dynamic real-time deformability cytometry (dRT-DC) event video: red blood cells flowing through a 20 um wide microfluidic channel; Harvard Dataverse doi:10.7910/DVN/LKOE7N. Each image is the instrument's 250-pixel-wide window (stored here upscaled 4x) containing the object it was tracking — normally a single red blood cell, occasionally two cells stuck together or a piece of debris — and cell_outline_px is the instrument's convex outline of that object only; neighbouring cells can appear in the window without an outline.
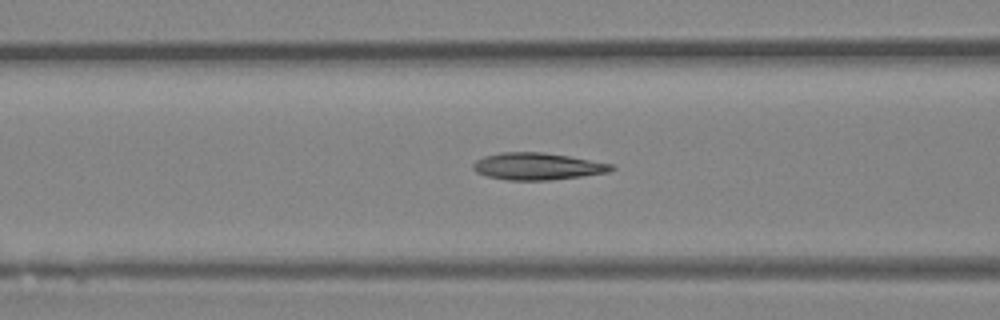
{"species": "Egyptian fruit bat (a non-hibernating species)", "species_latin": "Rousettus aegyptiacus", "temperature_condition": "room temperature", "stored_images_in_passage": 38, "camera_frame_rate_fps": 3000, "um_per_image_px": 0.085, "animal": {"sex": "female"}, "frame": {"image": 1, "passage_image": 19, "time_ms": 6.0, "image_size_px": [1000, 320], "cell_outline_px": [[616, 168], [608, 172], [552, 180], [508, 180], [488, 176], [476, 172], [472, 168], [472, 164], [476, 160], [484, 156], [500, 152], [544, 152], [568, 156], [612, 164]], "centroid_in_image_um": [45.65, 14.13], "position_along_channel_um": 121.0, "area_um2": 21.68}}
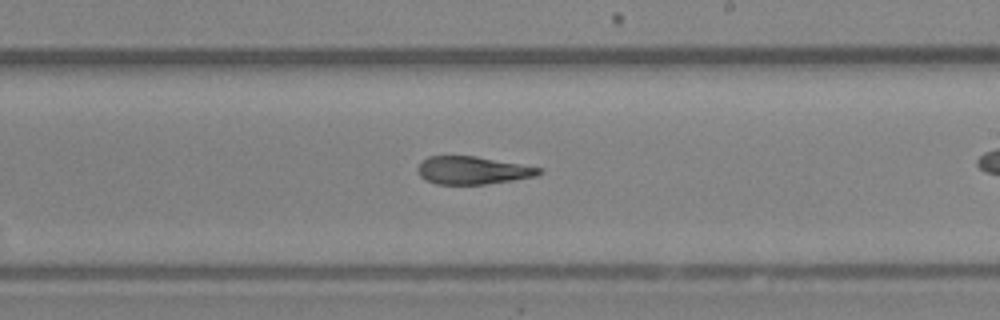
{"frame": {"image": 2, "passage_image": 28, "time_ms": 9.0, "image_size_px": [1000, 320], "cell_outline_px": [[544, 172], [536, 176], [512, 180], [484, 184], [436, 184], [424, 180], [420, 176], [416, 168], [428, 156], [476, 156], [544, 168]], "centroid_in_image_um": [40.19, 14.48], "position_along_channel_um": 248.8, "area_um2": 19.71}}
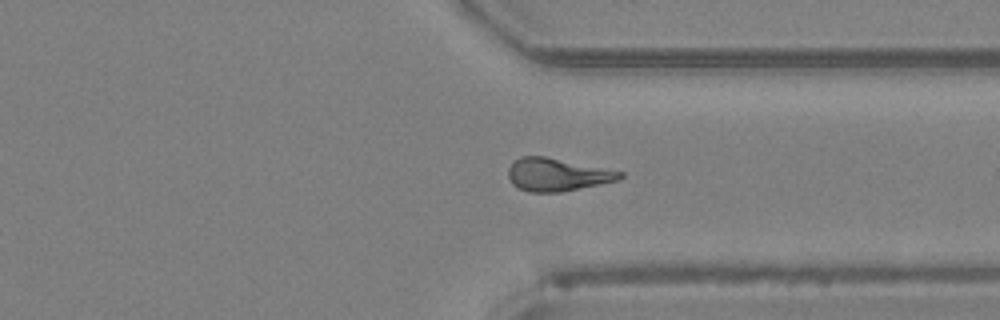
{"frame": {"image": 3, "passage_image": 36, "time_ms": 11.667, "image_size_px": [1000, 320], "cell_outline_px": [[624, 176], [616, 180], [600, 184], [560, 192], [528, 192], [516, 188], [512, 184], [508, 176], [508, 168], [520, 156], [544, 156], [624, 172]], "centroid_in_image_um": [47.32, 14.85], "position_along_channel_um": 364.1, "area_um2": 21.21}}